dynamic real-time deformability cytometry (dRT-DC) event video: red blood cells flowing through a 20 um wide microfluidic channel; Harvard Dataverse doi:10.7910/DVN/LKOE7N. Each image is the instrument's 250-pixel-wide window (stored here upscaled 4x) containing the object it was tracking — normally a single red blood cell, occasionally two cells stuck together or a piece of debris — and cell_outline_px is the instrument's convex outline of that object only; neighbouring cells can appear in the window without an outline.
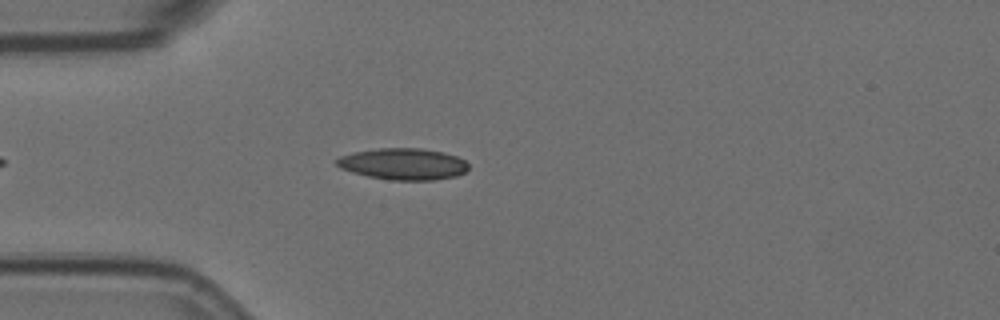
{"species": "Egyptian fruit bat (a non-hibernating species)", "species_latin": "Rousettus aegyptiacus", "temperature_condition": "room temperature", "stored_images_in_passage": 45, "camera_frame_rate_fps": 3000, "um_per_image_px": 0.085, "animal": {"sex": "female"}, "frame": {"image": 1, "passage_image": 7, "time_ms": 2.0, "image_size_px": [1000, 320], "cell_outline_px": [[468, 168], [464, 172], [456, 176], [436, 180], [392, 180], [368, 176], [352, 172], [340, 168], [336, 164], [336, 160], [340, 156], [352, 152], [376, 148], [420, 148], [444, 152], [456, 156], [464, 160], [468, 164]], "centroid_in_image_um": [34.26, 13.93], "position_along_channel_um": 50.7, "area_um2": 24.28}}
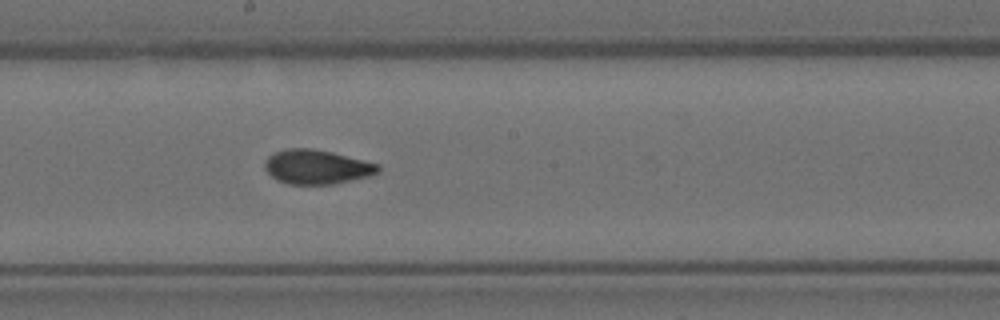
{"frame": {"image": 2, "passage_image": 22, "time_ms": 7.0, "image_size_px": [1000, 320], "cell_outline_px": [[380, 172], [372, 176], [332, 184], [288, 184], [276, 180], [264, 168], [264, 160], [268, 156], [276, 152], [288, 148], [308, 148], [332, 152], [380, 164]], "centroid_in_image_um": [26.94, 14.19], "position_along_channel_um": 221.3, "area_um2": 22.77}}
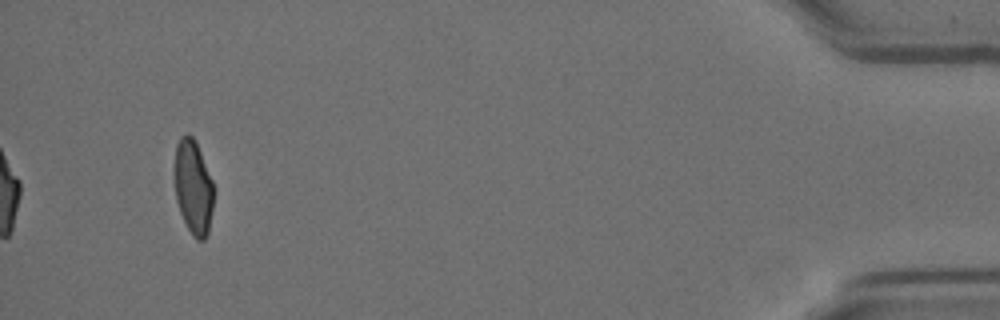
{"frame": {"image": 3, "passage_image": 45, "time_ms": 14.667, "image_size_px": [1000, 320], "cell_outline_px": [[212, 208], [208, 232], [204, 240], [196, 240], [192, 236], [180, 212], [176, 200], [176, 144], [180, 136], [188, 132], [196, 140], [212, 180]], "centroid_in_image_um": [16.43, 15.89], "position_along_channel_um": 418.8, "area_um2": 21.15}, "authors_computed_cell_mechanics": {"area_um2": 22.7732, "velocity_mm_per_s": 3.5846, "shape_relaxation_time_tau1_ms": 5.4887, "shape_relaxation_time_tau2_ms": 1.3085, "deformation_change_tau1": 0.1653, "deformation_change_tau2": 0.0651}}